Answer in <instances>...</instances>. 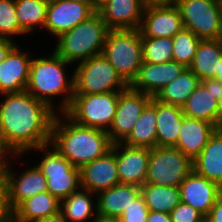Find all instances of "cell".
I'll list each match as a JSON object with an SVG mask.
<instances>
[{
	"label": "cell",
	"instance_id": "2e32d148",
	"mask_svg": "<svg viewBox=\"0 0 222 222\" xmlns=\"http://www.w3.org/2000/svg\"><path fill=\"white\" fill-rule=\"evenodd\" d=\"M187 67L174 60L164 63L143 62L129 87L152 97L178 77Z\"/></svg>",
	"mask_w": 222,
	"mask_h": 222
},
{
	"label": "cell",
	"instance_id": "30bf717a",
	"mask_svg": "<svg viewBox=\"0 0 222 222\" xmlns=\"http://www.w3.org/2000/svg\"><path fill=\"white\" fill-rule=\"evenodd\" d=\"M46 144L37 149L46 154L37 167L47 179L48 192L59 201L64 200L72 192L81 188L80 168L73 166L54 147L48 150Z\"/></svg>",
	"mask_w": 222,
	"mask_h": 222
},
{
	"label": "cell",
	"instance_id": "4316f807",
	"mask_svg": "<svg viewBox=\"0 0 222 222\" xmlns=\"http://www.w3.org/2000/svg\"><path fill=\"white\" fill-rule=\"evenodd\" d=\"M122 143L127 146L146 147L150 149L157 146L156 99L154 97L145 106L132 132Z\"/></svg>",
	"mask_w": 222,
	"mask_h": 222
},
{
	"label": "cell",
	"instance_id": "603a6c76",
	"mask_svg": "<svg viewBox=\"0 0 222 222\" xmlns=\"http://www.w3.org/2000/svg\"><path fill=\"white\" fill-rule=\"evenodd\" d=\"M95 211L99 216L120 217L122 211L141 195L137 185L118 184L98 192Z\"/></svg>",
	"mask_w": 222,
	"mask_h": 222
},
{
	"label": "cell",
	"instance_id": "7c38bea8",
	"mask_svg": "<svg viewBox=\"0 0 222 222\" xmlns=\"http://www.w3.org/2000/svg\"><path fill=\"white\" fill-rule=\"evenodd\" d=\"M184 28L178 7L174 3L146 4L139 32L141 37L172 38Z\"/></svg>",
	"mask_w": 222,
	"mask_h": 222
},
{
	"label": "cell",
	"instance_id": "8fae6325",
	"mask_svg": "<svg viewBox=\"0 0 222 222\" xmlns=\"http://www.w3.org/2000/svg\"><path fill=\"white\" fill-rule=\"evenodd\" d=\"M151 99L152 96L132 90L129 86L119 92L116 115L107 131L113 144L123 142L128 137L143 109Z\"/></svg>",
	"mask_w": 222,
	"mask_h": 222
},
{
	"label": "cell",
	"instance_id": "d6a6232c",
	"mask_svg": "<svg viewBox=\"0 0 222 222\" xmlns=\"http://www.w3.org/2000/svg\"><path fill=\"white\" fill-rule=\"evenodd\" d=\"M200 38L197 37L191 30L183 28L172 37V53L173 60L189 67L196 54L197 47L200 43Z\"/></svg>",
	"mask_w": 222,
	"mask_h": 222
},
{
	"label": "cell",
	"instance_id": "ee69618b",
	"mask_svg": "<svg viewBox=\"0 0 222 222\" xmlns=\"http://www.w3.org/2000/svg\"><path fill=\"white\" fill-rule=\"evenodd\" d=\"M92 222H124L120 217H104L97 216L92 219Z\"/></svg>",
	"mask_w": 222,
	"mask_h": 222
},
{
	"label": "cell",
	"instance_id": "e0dca14e",
	"mask_svg": "<svg viewBox=\"0 0 222 222\" xmlns=\"http://www.w3.org/2000/svg\"><path fill=\"white\" fill-rule=\"evenodd\" d=\"M181 202L190 205L205 217L211 211L222 188L192 170L179 185Z\"/></svg>",
	"mask_w": 222,
	"mask_h": 222
},
{
	"label": "cell",
	"instance_id": "484cf974",
	"mask_svg": "<svg viewBox=\"0 0 222 222\" xmlns=\"http://www.w3.org/2000/svg\"><path fill=\"white\" fill-rule=\"evenodd\" d=\"M60 211V201L48 191L23 201L13 211V222H38Z\"/></svg>",
	"mask_w": 222,
	"mask_h": 222
},
{
	"label": "cell",
	"instance_id": "cb8c5ba5",
	"mask_svg": "<svg viewBox=\"0 0 222 222\" xmlns=\"http://www.w3.org/2000/svg\"><path fill=\"white\" fill-rule=\"evenodd\" d=\"M193 170L222 188V129L210 136L201 153L193 160Z\"/></svg>",
	"mask_w": 222,
	"mask_h": 222
},
{
	"label": "cell",
	"instance_id": "83f0119b",
	"mask_svg": "<svg viewBox=\"0 0 222 222\" xmlns=\"http://www.w3.org/2000/svg\"><path fill=\"white\" fill-rule=\"evenodd\" d=\"M222 55V38L200 40L192 63L188 67L200 81L215 78L216 60Z\"/></svg>",
	"mask_w": 222,
	"mask_h": 222
},
{
	"label": "cell",
	"instance_id": "f6af8a7d",
	"mask_svg": "<svg viewBox=\"0 0 222 222\" xmlns=\"http://www.w3.org/2000/svg\"><path fill=\"white\" fill-rule=\"evenodd\" d=\"M217 63V74L216 77L214 79L219 80L220 82H222V55L219 59L216 60Z\"/></svg>",
	"mask_w": 222,
	"mask_h": 222
},
{
	"label": "cell",
	"instance_id": "3957f363",
	"mask_svg": "<svg viewBox=\"0 0 222 222\" xmlns=\"http://www.w3.org/2000/svg\"><path fill=\"white\" fill-rule=\"evenodd\" d=\"M69 64L71 63L65 61L54 51L51 57L48 58H32L26 91L34 98L46 103L53 110L51 96L63 95L66 92V96L63 97V102L59 108L64 113L69 108L74 97V75H72L70 81H67L64 70V66Z\"/></svg>",
	"mask_w": 222,
	"mask_h": 222
},
{
	"label": "cell",
	"instance_id": "5b68a950",
	"mask_svg": "<svg viewBox=\"0 0 222 222\" xmlns=\"http://www.w3.org/2000/svg\"><path fill=\"white\" fill-rule=\"evenodd\" d=\"M102 54L129 86L143 64L142 41L139 30H109Z\"/></svg>",
	"mask_w": 222,
	"mask_h": 222
},
{
	"label": "cell",
	"instance_id": "c3c4849f",
	"mask_svg": "<svg viewBox=\"0 0 222 222\" xmlns=\"http://www.w3.org/2000/svg\"><path fill=\"white\" fill-rule=\"evenodd\" d=\"M218 111H219V128L222 125V94L220 99L218 100Z\"/></svg>",
	"mask_w": 222,
	"mask_h": 222
},
{
	"label": "cell",
	"instance_id": "836d02e7",
	"mask_svg": "<svg viewBox=\"0 0 222 222\" xmlns=\"http://www.w3.org/2000/svg\"><path fill=\"white\" fill-rule=\"evenodd\" d=\"M142 59L146 63H164L173 60L172 38L141 37Z\"/></svg>",
	"mask_w": 222,
	"mask_h": 222
},
{
	"label": "cell",
	"instance_id": "52a82bcc",
	"mask_svg": "<svg viewBox=\"0 0 222 222\" xmlns=\"http://www.w3.org/2000/svg\"><path fill=\"white\" fill-rule=\"evenodd\" d=\"M118 96L119 92L74 94L64 113L79 125L108 131L116 115Z\"/></svg>",
	"mask_w": 222,
	"mask_h": 222
},
{
	"label": "cell",
	"instance_id": "e575fe53",
	"mask_svg": "<svg viewBox=\"0 0 222 222\" xmlns=\"http://www.w3.org/2000/svg\"><path fill=\"white\" fill-rule=\"evenodd\" d=\"M25 34L20 27L15 10V0H0V38L10 39L12 35Z\"/></svg>",
	"mask_w": 222,
	"mask_h": 222
},
{
	"label": "cell",
	"instance_id": "7402d4cb",
	"mask_svg": "<svg viewBox=\"0 0 222 222\" xmlns=\"http://www.w3.org/2000/svg\"><path fill=\"white\" fill-rule=\"evenodd\" d=\"M216 129L215 125L207 121L189 118L184 115L175 147L193 161L201 153Z\"/></svg>",
	"mask_w": 222,
	"mask_h": 222
},
{
	"label": "cell",
	"instance_id": "f35d334b",
	"mask_svg": "<svg viewBox=\"0 0 222 222\" xmlns=\"http://www.w3.org/2000/svg\"><path fill=\"white\" fill-rule=\"evenodd\" d=\"M6 153H11L12 155L14 153V156L18 155L17 152L9 145L0 130V175H4L10 169L8 162L5 160L7 159L5 158L7 157L5 156Z\"/></svg>",
	"mask_w": 222,
	"mask_h": 222
},
{
	"label": "cell",
	"instance_id": "6da1fadb",
	"mask_svg": "<svg viewBox=\"0 0 222 222\" xmlns=\"http://www.w3.org/2000/svg\"><path fill=\"white\" fill-rule=\"evenodd\" d=\"M2 95L0 130L18 156L50 144L55 110L26 90Z\"/></svg>",
	"mask_w": 222,
	"mask_h": 222
},
{
	"label": "cell",
	"instance_id": "8992f818",
	"mask_svg": "<svg viewBox=\"0 0 222 222\" xmlns=\"http://www.w3.org/2000/svg\"><path fill=\"white\" fill-rule=\"evenodd\" d=\"M73 75L74 94L121 92L128 87L103 54L80 61Z\"/></svg>",
	"mask_w": 222,
	"mask_h": 222
},
{
	"label": "cell",
	"instance_id": "4dcf8cb0",
	"mask_svg": "<svg viewBox=\"0 0 222 222\" xmlns=\"http://www.w3.org/2000/svg\"><path fill=\"white\" fill-rule=\"evenodd\" d=\"M72 192L64 200L60 201V212L68 220V222H84L87 219H91L98 216V213H94L93 201L91 196L95 193L88 189L82 188ZM83 190V191H82ZM92 194V195H91Z\"/></svg>",
	"mask_w": 222,
	"mask_h": 222
},
{
	"label": "cell",
	"instance_id": "4fadbf2b",
	"mask_svg": "<svg viewBox=\"0 0 222 222\" xmlns=\"http://www.w3.org/2000/svg\"><path fill=\"white\" fill-rule=\"evenodd\" d=\"M221 94L222 82L214 78L202 80L182 106L184 115L219 128L218 100Z\"/></svg>",
	"mask_w": 222,
	"mask_h": 222
},
{
	"label": "cell",
	"instance_id": "44dd1931",
	"mask_svg": "<svg viewBox=\"0 0 222 222\" xmlns=\"http://www.w3.org/2000/svg\"><path fill=\"white\" fill-rule=\"evenodd\" d=\"M4 176L8 185L9 204L13 211L26 199L48 191L47 179L37 165L27 169L18 178L12 169Z\"/></svg>",
	"mask_w": 222,
	"mask_h": 222
},
{
	"label": "cell",
	"instance_id": "74e56055",
	"mask_svg": "<svg viewBox=\"0 0 222 222\" xmlns=\"http://www.w3.org/2000/svg\"><path fill=\"white\" fill-rule=\"evenodd\" d=\"M0 222H13V210L9 204L8 185L4 175H0Z\"/></svg>",
	"mask_w": 222,
	"mask_h": 222
},
{
	"label": "cell",
	"instance_id": "7a4b0ae2",
	"mask_svg": "<svg viewBox=\"0 0 222 222\" xmlns=\"http://www.w3.org/2000/svg\"><path fill=\"white\" fill-rule=\"evenodd\" d=\"M57 115L56 112L51 128L50 144L73 166L81 168L111 150L113 143L107 131L79 125L65 113L62 114L64 120H69L63 123Z\"/></svg>",
	"mask_w": 222,
	"mask_h": 222
},
{
	"label": "cell",
	"instance_id": "bcb514c9",
	"mask_svg": "<svg viewBox=\"0 0 222 222\" xmlns=\"http://www.w3.org/2000/svg\"><path fill=\"white\" fill-rule=\"evenodd\" d=\"M89 5L96 12V0H73Z\"/></svg>",
	"mask_w": 222,
	"mask_h": 222
},
{
	"label": "cell",
	"instance_id": "b9f144b4",
	"mask_svg": "<svg viewBox=\"0 0 222 222\" xmlns=\"http://www.w3.org/2000/svg\"><path fill=\"white\" fill-rule=\"evenodd\" d=\"M147 222H172L169 213L149 211Z\"/></svg>",
	"mask_w": 222,
	"mask_h": 222
},
{
	"label": "cell",
	"instance_id": "7dc6e473",
	"mask_svg": "<svg viewBox=\"0 0 222 222\" xmlns=\"http://www.w3.org/2000/svg\"><path fill=\"white\" fill-rule=\"evenodd\" d=\"M146 4L174 3L175 0H143Z\"/></svg>",
	"mask_w": 222,
	"mask_h": 222
},
{
	"label": "cell",
	"instance_id": "d590c367",
	"mask_svg": "<svg viewBox=\"0 0 222 222\" xmlns=\"http://www.w3.org/2000/svg\"><path fill=\"white\" fill-rule=\"evenodd\" d=\"M149 210L144 198L140 195L126 210L122 211L120 218L124 222H147Z\"/></svg>",
	"mask_w": 222,
	"mask_h": 222
},
{
	"label": "cell",
	"instance_id": "d4e9b609",
	"mask_svg": "<svg viewBox=\"0 0 222 222\" xmlns=\"http://www.w3.org/2000/svg\"><path fill=\"white\" fill-rule=\"evenodd\" d=\"M183 119L184 113L182 107L163 104L156 100L157 146H176Z\"/></svg>",
	"mask_w": 222,
	"mask_h": 222
},
{
	"label": "cell",
	"instance_id": "8d00e7d4",
	"mask_svg": "<svg viewBox=\"0 0 222 222\" xmlns=\"http://www.w3.org/2000/svg\"><path fill=\"white\" fill-rule=\"evenodd\" d=\"M169 214L172 222H205L203 214L183 202H180Z\"/></svg>",
	"mask_w": 222,
	"mask_h": 222
},
{
	"label": "cell",
	"instance_id": "ab89813d",
	"mask_svg": "<svg viewBox=\"0 0 222 222\" xmlns=\"http://www.w3.org/2000/svg\"><path fill=\"white\" fill-rule=\"evenodd\" d=\"M205 222H222V192L218 195L211 211L205 217Z\"/></svg>",
	"mask_w": 222,
	"mask_h": 222
},
{
	"label": "cell",
	"instance_id": "60d3db41",
	"mask_svg": "<svg viewBox=\"0 0 222 222\" xmlns=\"http://www.w3.org/2000/svg\"><path fill=\"white\" fill-rule=\"evenodd\" d=\"M15 46L16 43L12 39L0 40V63L7 57V55Z\"/></svg>",
	"mask_w": 222,
	"mask_h": 222
},
{
	"label": "cell",
	"instance_id": "277c9868",
	"mask_svg": "<svg viewBox=\"0 0 222 222\" xmlns=\"http://www.w3.org/2000/svg\"><path fill=\"white\" fill-rule=\"evenodd\" d=\"M109 30L96 11L87 20L60 35L54 52L70 63L101 55Z\"/></svg>",
	"mask_w": 222,
	"mask_h": 222
},
{
	"label": "cell",
	"instance_id": "ba28073f",
	"mask_svg": "<svg viewBox=\"0 0 222 222\" xmlns=\"http://www.w3.org/2000/svg\"><path fill=\"white\" fill-rule=\"evenodd\" d=\"M193 170V161L176 147L150 149L146 184L179 187Z\"/></svg>",
	"mask_w": 222,
	"mask_h": 222
},
{
	"label": "cell",
	"instance_id": "9c48e42d",
	"mask_svg": "<svg viewBox=\"0 0 222 222\" xmlns=\"http://www.w3.org/2000/svg\"><path fill=\"white\" fill-rule=\"evenodd\" d=\"M184 28L201 40L222 38V3L216 0H175Z\"/></svg>",
	"mask_w": 222,
	"mask_h": 222
},
{
	"label": "cell",
	"instance_id": "f1b7e54d",
	"mask_svg": "<svg viewBox=\"0 0 222 222\" xmlns=\"http://www.w3.org/2000/svg\"><path fill=\"white\" fill-rule=\"evenodd\" d=\"M201 81L187 67L178 77L167 84L156 95L160 103L182 107Z\"/></svg>",
	"mask_w": 222,
	"mask_h": 222
},
{
	"label": "cell",
	"instance_id": "ac0fdd59",
	"mask_svg": "<svg viewBox=\"0 0 222 222\" xmlns=\"http://www.w3.org/2000/svg\"><path fill=\"white\" fill-rule=\"evenodd\" d=\"M81 187L97 193L120 184L115 152L111 149L104 156L80 168Z\"/></svg>",
	"mask_w": 222,
	"mask_h": 222
},
{
	"label": "cell",
	"instance_id": "f546056e",
	"mask_svg": "<svg viewBox=\"0 0 222 222\" xmlns=\"http://www.w3.org/2000/svg\"><path fill=\"white\" fill-rule=\"evenodd\" d=\"M141 195L148 210L154 212L170 213L181 202L179 187L144 184Z\"/></svg>",
	"mask_w": 222,
	"mask_h": 222
},
{
	"label": "cell",
	"instance_id": "ffe728a7",
	"mask_svg": "<svg viewBox=\"0 0 222 222\" xmlns=\"http://www.w3.org/2000/svg\"><path fill=\"white\" fill-rule=\"evenodd\" d=\"M32 59L15 46L0 63V94L26 90Z\"/></svg>",
	"mask_w": 222,
	"mask_h": 222
},
{
	"label": "cell",
	"instance_id": "d6986e66",
	"mask_svg": "<svg viewBox=\"0 0 222 222\" xmlns=\"http://www.w3.org/2000/svg\"><path fill=\"white\" fill-rule=\"evenodd\" d=\"M145 6L143 0H108L98 12L110 30L139 29Z\"/></svg>",
	"mask_w": 222,
	"mask_h": 222
},
{
	"label": "cell",
	"instance_id": "9a60e30c",
	"mask_svg": "<svg viewBox=\"0 0 222 222\" xmlns=\"http://www.w3.org/2000/svg\"><path fill=\"white\" fill-rule=\"evenodd\" d=\"M95 11L81 2L73 0H49L44 28L54 36L70 31L77 24L87 20Z\"/></svg>",
	"mask_w": 222,
	"mask_h": 222
},
{
	"label": "cell",
	"instance_id": "1f68e13d",
	"mask_svg": "<svg viewBox=\"0 0 222 222\" xmlns=\"http://www.w3.org/2000/svg\"><path fill=\"white\" fill-rule=\"evenodd\" d=\"M49 0H15V10L20 27L29 33L35 26L44 27Z\"/></svg>",
	"mask_w": 222,
	"mask_h": 222
},
{
	"label": "cell",
	"instance_id": "5bb4252c",
	"mask_svg": "<svg viewBox=\"0 0 222 222\" xmlns=\"http://www.w3.org/2000/svg\"><path fill=\"white\" fill-rule=\"evenodd\" d=\"M111 149L116 156L119 183L140 187L146 184L150 148L127 146L118 142L112 144Z\"/></svg>",
	"mask_w": 222,
	"mask_h": 222
},
{
	"label": "cell",
	"instance_id": "7bdbcfd3",
	"mask_svg": "<svg viewBox=\"0 0 222 222\" xmlns=\"http://www.w3.org/2000/svg\"><path fill=\"white\" fill-rule=\"evenodd\" d=\"M38 222H68V220L59 211V212L49 216L48 218L40 220Z\"/></svg>",
	"mask_w": 222,
	"mask_h": 222
},
{
	"label": "cell",
	"instance_id": "681fc988",
	"mask_svg": "<svg viewBox=\"0 0 222 222\" xmlns=\"http://www.w3.org/2000/svg\"><path fill=\"white\" fill-rule=\"evenodd\" d=\"M108 0H96V11Z\"/></svg>",
	"mask_w": 222,
	"mask_h": 222
}]
</instances>
